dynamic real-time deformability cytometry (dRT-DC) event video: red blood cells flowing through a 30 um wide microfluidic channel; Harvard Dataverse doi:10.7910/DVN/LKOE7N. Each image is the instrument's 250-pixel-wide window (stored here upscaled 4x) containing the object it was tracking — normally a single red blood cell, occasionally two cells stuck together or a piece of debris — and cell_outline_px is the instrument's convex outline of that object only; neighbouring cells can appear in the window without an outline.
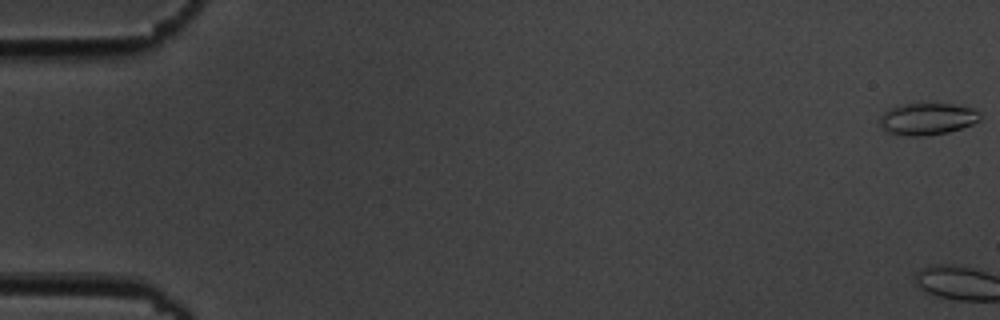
{"species": "common noctule bat (a hibernating species)", "species_latin": "Nyctalus noctula", "temperature_condition": "cold", "stored_images_in_passage": 7, "camera_frame_rate_fps": 3000, "um_per_image_px": 0.085, "animal": {"sex": "male", "body_mass_g": 19.5, "forearm_length_mm": 54.6}, "frame": {"image": 1, "passage_image": 1, "time_ms": 0.0, "image_size_px": [1000, 320], "cell_outline_px": [[980, 120], [972, 124], [948, 132], [924, 136], [908, 136], [888, 132], [880, 124], [880, 116], [888, 108], [916, 100], [952, 104], [972, 108], [980, 112]], "centroid_in_image_um": [78.81, 10.05], "position_along_channel_um": 6.2, "area_um2": 19.25}}